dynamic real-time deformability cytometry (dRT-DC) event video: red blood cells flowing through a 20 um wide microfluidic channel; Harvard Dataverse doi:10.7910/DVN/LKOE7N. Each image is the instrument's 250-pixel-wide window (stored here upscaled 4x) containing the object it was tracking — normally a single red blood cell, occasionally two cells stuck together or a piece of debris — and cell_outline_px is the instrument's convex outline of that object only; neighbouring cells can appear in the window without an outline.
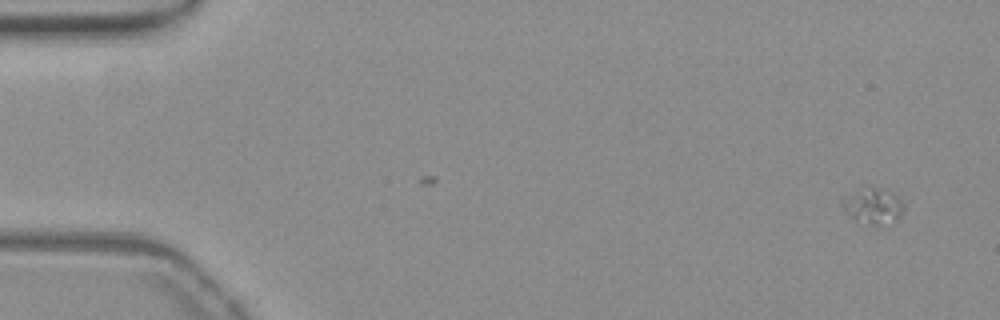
{"species": "common noctule bat (a hibernating species)", "species_latin": "Nyctalus noctula", "temperature_condition": "warm", "stored_images_in_passage": 15, "camera_frame_rate_fps": 3000, "um_per_image_px": 0.085, "animal": {"sex": "female", "body_mass_g": 19.3, "forearm_length_mm": 54.1}, "frame": {"image": 1, "passage_image": 1, "time_ms": 0.0, "image_size_px": [1000, 320], "cell_outline_px": [[904, 208], [900, 216], [880, 224], [868, 224], [852, 220], [840, 204], [840, 200], [844, 196], [864, 184], [872, 184], [888, 188], [896, 192], [904, 204]], "centroid_in_image_um": [74.16, 17.38], "position_along_channel_um": 10.8, "area_um2": 13.64}}
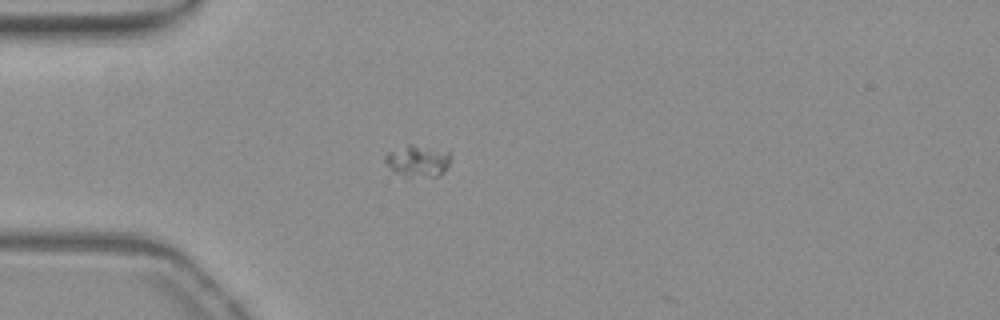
{"frame": {"image": 2, "passage_image": 14, "time_ms": 4.333, "image_size_px": [1000, 320], "cell_outline_px": [[452, 156], [444, 172], [440, 176], [408, 180], [392, 172], [384, 160], [384, 156], [388, 152], [408, 144], [412, 144], [452, 152]], "centroid_in_image_um": [35.5, 13.74], "position_along_channel_um": 49.5, "area_um2": 12.83}}